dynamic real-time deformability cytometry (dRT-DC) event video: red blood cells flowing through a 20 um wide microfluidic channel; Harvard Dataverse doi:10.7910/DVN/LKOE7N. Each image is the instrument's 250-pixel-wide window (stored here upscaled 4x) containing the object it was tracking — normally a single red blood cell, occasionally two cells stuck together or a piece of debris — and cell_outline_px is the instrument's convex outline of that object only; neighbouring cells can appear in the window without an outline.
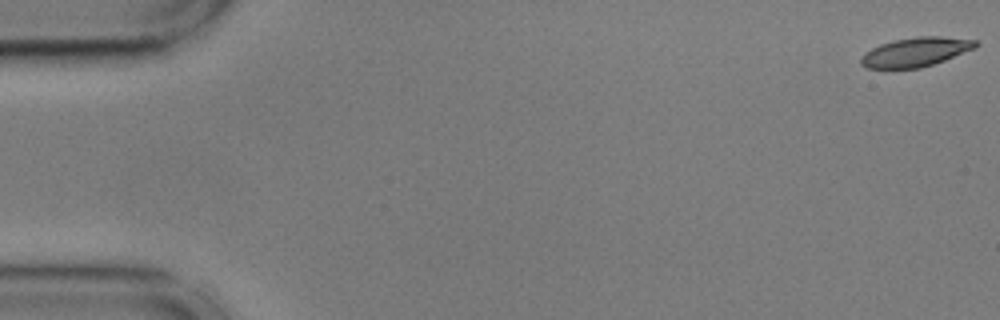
{"species": "common noctule bat (a hibernating species)", "species_latin": "Nyctalus noctula", "temperature_condition": "cold", "stored_images_in_passage": 56, "camera_frame_rate_fps": 3000, "um_per_image_px": 0.085, "animal": {"sex": "male", "body_mass_g": 17.9, "forearm_length_mm": 54.2}, "frame": {"image": 1, "passage_image": 1, "time_ms": 0.0, "image_size_px": [1000, 320], "cell_outline_px": [[980, 44], [976, 48], [944, 60], [920, 68], [868, 68], [860, 64], [860, 56], [864, 52], [880, 44], [896, 40], [916, 36], [940, 36], [976, 40]], "centroid_in_image_um": [77.83, 4.41], "position_along_channel_um": 7.2, "area_um2": 19.48}}
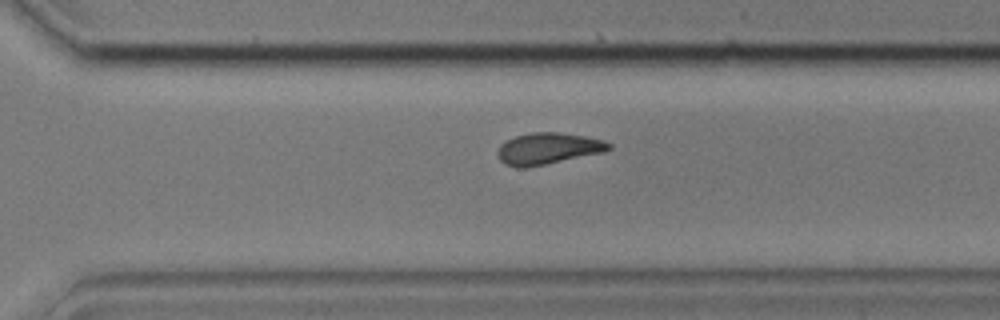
{"frame": {"image": 2, "passage_image": 39, "time_ms": 12.667, "image_size_px": [1000, 320], "cell_outline_px": [[612, 148], [604, 152], [524, 168], [516, 168], [504, 164], [500, 160], [496, 152], [500, 144], [516, 136], [532, 132], [556, 132], [584, 136], [604, 140], [612, 144]], "centroid_in_image_um": [46.56, 12.63], "position_along_channel_um": 324.0, "area_um2": 20.35}}
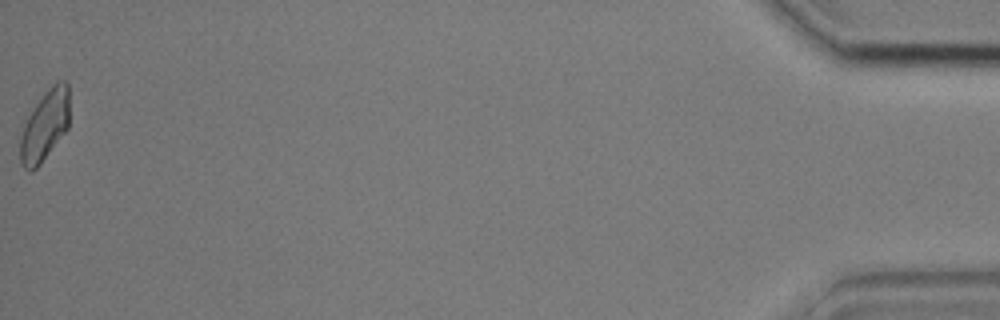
{"frame": {"image": 3, "passage_image": 56, "time_ms": 18.333, "image_size_px": [1000, 320], "cell_outline_px": [[68, 128], [40, 164], [32, 172], [28, 172], [20, 164], [20, 136], [24, 124], [32, 108], [44, 92], [56, 80], [64, 80], [68, 84]], "centroid_in_image_um": [3.79, 10.67], "position_along_channel_um": 431.4, "area_um2": 20.35}, "authors_computed_cell_mechanics": {"area_um2": 20.23, "velocity_mm_per_s": 3.5944, "shape_relaxation_time_tau1_ms": 5.9282, "shape_relaxation_time_tau2_ms": 4.1865, "deformation_change_tau1": 0.1698, "deformation_change_tau2": 0.1107}}